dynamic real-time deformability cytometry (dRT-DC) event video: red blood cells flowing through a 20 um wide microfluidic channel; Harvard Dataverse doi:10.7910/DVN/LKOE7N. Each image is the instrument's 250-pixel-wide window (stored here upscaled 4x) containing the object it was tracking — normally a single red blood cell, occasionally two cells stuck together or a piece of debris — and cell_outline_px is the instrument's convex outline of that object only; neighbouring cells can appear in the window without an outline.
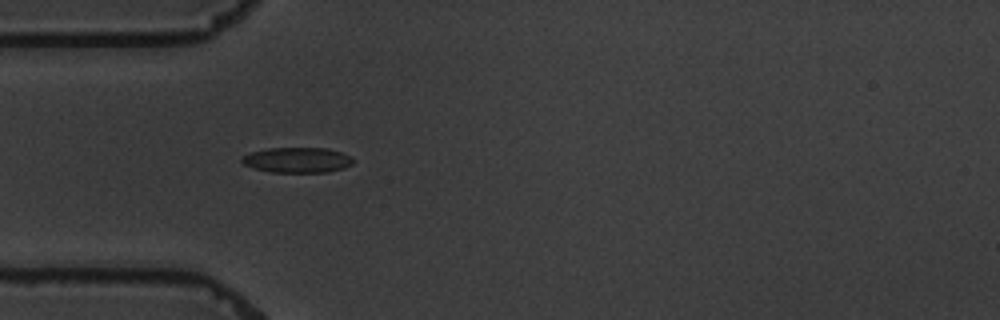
{"species": "common noctule bat (a hibernating species)", "species_latin": "Nyctalus noctula", "temperature_condition": "warm", "stored_images_in_passage": 4, "camera_frame_rate_fps": 3000, "um_per_image_px": 0.085, "animal": {"sex": "male", "body_mass_g": 19.5, "forearm_length_mm": 54.6}, "frame": {"image": 1, "passage_image": 3, "time_ms": 3.0, "image_size_px": [1000, 320], "cell_outline_px": [[352, 164], [344, 168], [328, 172], [272, 172], [256, 168], [244, 164], [240, 160], [244, 156], [252, 152], [268, 148], [328, 148], [340, 152], [348, 156], [352, 160]], "centroid_in_image_um": [25.28, 13.6], "position_along_channel_um": 59.7, "area_um2": 16.13}}